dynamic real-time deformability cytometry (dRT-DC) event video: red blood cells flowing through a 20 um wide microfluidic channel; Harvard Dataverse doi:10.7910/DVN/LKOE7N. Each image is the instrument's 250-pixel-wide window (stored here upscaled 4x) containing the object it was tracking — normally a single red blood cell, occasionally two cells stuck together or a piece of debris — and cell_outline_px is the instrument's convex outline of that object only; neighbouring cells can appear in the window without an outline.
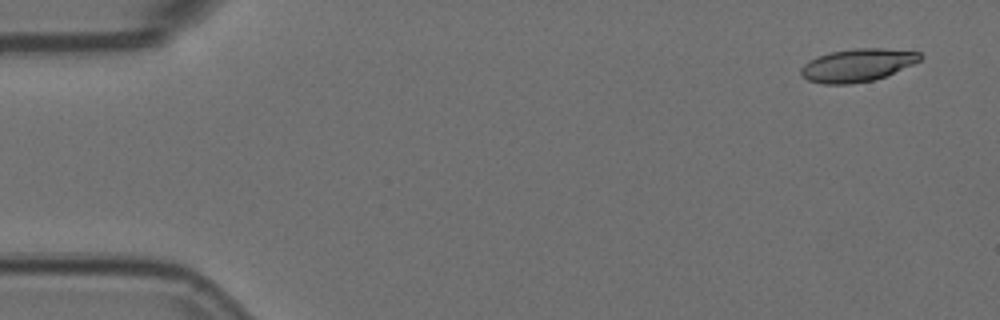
{"species": "Egyptian fruit bat (a non-hibernating species)", "species_latin": "Rousettus aegyptiacus", "temperature_condition": "room temperature", "stored_images_in_passage": 4, "camera_frame_rate_fps": 3000, "um_per_image_px": 0.085, "animal": {"sex": "female"}, "frame": {"image": 1, "passage_image": 1, "time_ms": 0.0, "image_size_px": [1000, 320], "cell_outline_px": [[924, 56], [920, 60], [912, 64], [884, 76], [872, 80], [852, 84], [824, 84], [808, 80], [800, 76], [800, 68], [808, 60], [816, 56], [832, 52], [856, 48], [884, 48], [920, 52]], "centroid_in_image_um": [72.84, 5.53], "position_along_channel_um": 12.2, "area_um2": 22.77}}
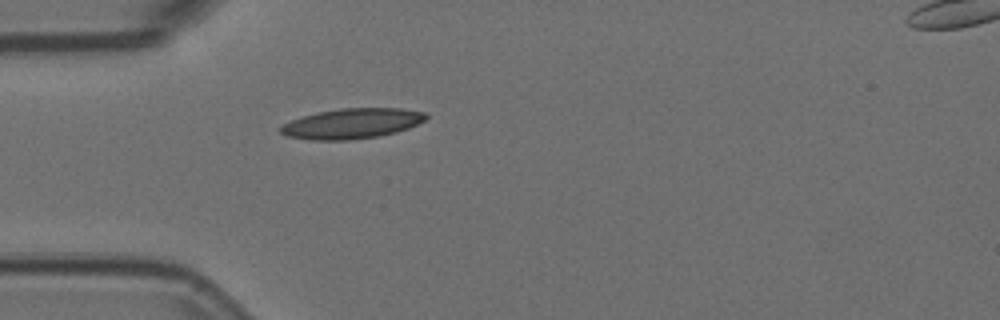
{"frame": {"image": 2, "passage_image": 4, "time_ms": 1.0, "image_size_px": [1000, 320], "cell_outline_px": [[428, 116], [424, 120], [408, 128], [396, 132], [380, 136], [348, 140], [312, 140], [288, 136], [280, 132], [280, 128], [284, 124], [292, 120], [316, 112], [340, 108], [400, 108], [424, 112]], "centroid_in_image_um": [29.92, 10.5], "position_along_channel_um": 55.1, "area_um2": 25.43}}